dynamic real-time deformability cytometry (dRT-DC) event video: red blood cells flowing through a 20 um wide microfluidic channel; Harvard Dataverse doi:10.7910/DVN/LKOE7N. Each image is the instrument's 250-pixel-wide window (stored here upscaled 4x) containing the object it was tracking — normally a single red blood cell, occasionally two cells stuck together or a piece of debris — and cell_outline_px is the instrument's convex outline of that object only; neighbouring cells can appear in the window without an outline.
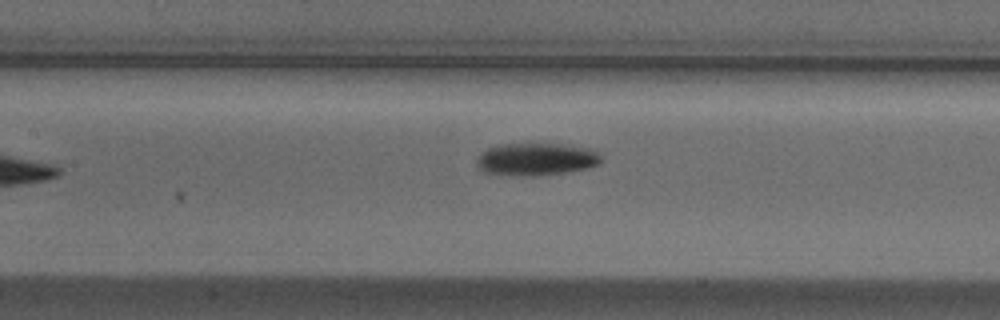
{"species": "Egyptian fruit bat (a non-hibernating species)", "species_latin": "Rousettus aegyptiacus", "temperature_condition": "cold", "stored_images_in_passage": 7, "camera_frame_rate_fps": 3000, "um_per_image_px": 0.085, "animal": {"sex": "male"}, "frame": {"image": 1, "passage_image": 6, "time_ms": 1.667, "image_size_px": [1000, 320], "cell_outline_px": [[600, 164], [588, 168], [564, 172], [536, 176], [516, 176], [484, 172], [476, 164], [476, 160], [488, 148], [504, 144], [568, 144], [592, 148], [600, 156]], "centroid_in_image_um": [45.61, 13.53], "position_along_channel_um": 161.8, "area_um2": 23.52}}
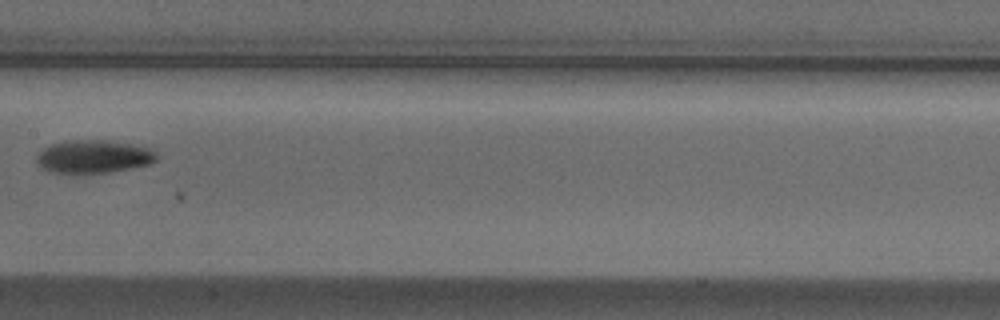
{"frame": {"image": 2, "passage_image": 7, "time_ms": 2.0, "image_size_px": [1000, 320], "cell_outline_px": [[156, 160], [148, 164], [132, 168], [108, 172], [52, 172], [40, 168], [36, 164], [36, 156], [44, 148], [52, 144], [64, 140], [108, 140], [148, 148], [156, 152]], "centroid_in_image_um": [7.9, 13.3], "position_along_channel_um": 199.5, "area_um2": 22.83}}